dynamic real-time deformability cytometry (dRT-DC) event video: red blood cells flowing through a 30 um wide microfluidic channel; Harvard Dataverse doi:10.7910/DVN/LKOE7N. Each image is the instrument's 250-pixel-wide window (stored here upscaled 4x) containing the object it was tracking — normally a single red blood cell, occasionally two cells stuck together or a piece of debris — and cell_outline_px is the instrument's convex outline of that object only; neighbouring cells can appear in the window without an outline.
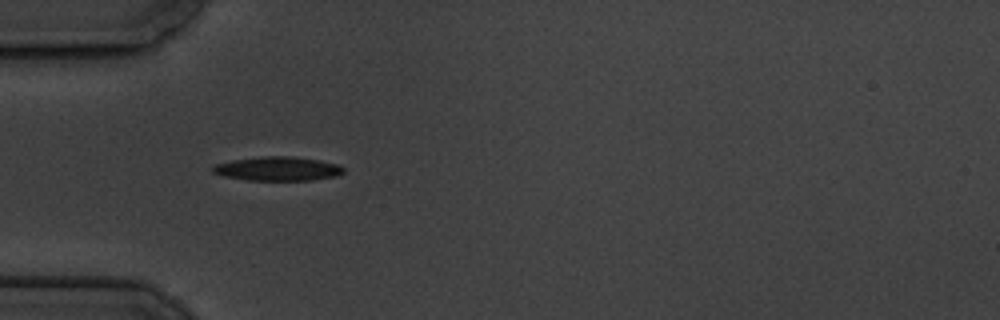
{"species": "common noctule bat (a hibernating species)", "species_latin": "Nyctalus noctula", "temperature_condition": "cold", "stored_images_in_passage": 3, "camera_frame_rate_fps": 3000, "um_per_image_px": 0.085, "animal": {"sex": "male", "body_mass_g": 19.5, "forearm_length_mm": 54.6}, "frame": {"image": 1, "passage_image": 1, "time_ms": 0.0, "image_size_px": [1000, 320], "cell_outline_px": [[344, 172], [336, 176], [312, 180], [248, 180], [224, 176], [212, 172], [212, 164], [232, 160], [264, 156], [292, 156], [320, 160], [336, 164], [344, 168]], "centroid_in_image_um": [23.58, 14.34], "position_along_channel_um": 61.4, "area_um2": 18.32}}
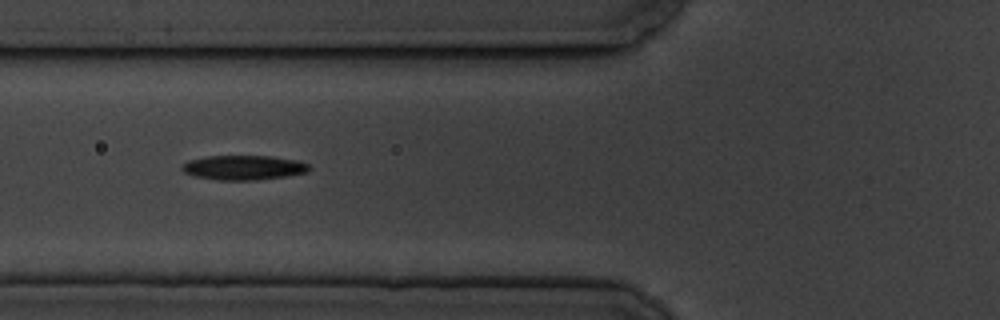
{"frame": {"image": 2, "passage_image": 2, "time_ms": 1.333, "image_size_px": [1000, 320], "cell_outline_px": [[312, 168], [308, 172], [288, 176], [256, 180], [216, 180], [192, 176], [184, 172], [180, 168], [180, 164], [188, 160], [208, 156], [272, 156], [296, 160], [308, 164]], "centroid_in_image_um": [20.68, 14.25], "position_along_channel_um": 105.1, "area_um2": 18.5}}
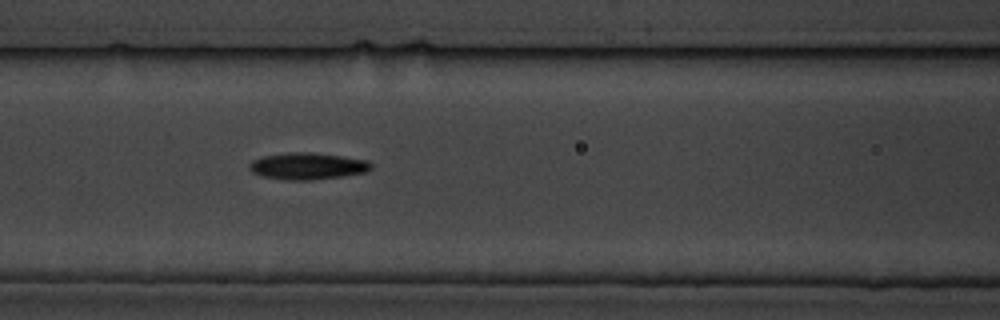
{"frame": {"image": 3, "passage_image": 3, "time_ms": 2.333, "image_size_px": [1000, 320], "cell_outline_px": [[372, 168], [368, 172], [344, 176], [312, 180], [288, 180], [260, 176], [252, 172], [248, 168], [248, 164], [252, 160], [264, 156], [288, 152], [312, 152], [368, 160], [372, 164]], "centroid_in_image_um": [26.14, 14.12], "position_along_channel_um": 140.5, "area_um2": 19.19}}